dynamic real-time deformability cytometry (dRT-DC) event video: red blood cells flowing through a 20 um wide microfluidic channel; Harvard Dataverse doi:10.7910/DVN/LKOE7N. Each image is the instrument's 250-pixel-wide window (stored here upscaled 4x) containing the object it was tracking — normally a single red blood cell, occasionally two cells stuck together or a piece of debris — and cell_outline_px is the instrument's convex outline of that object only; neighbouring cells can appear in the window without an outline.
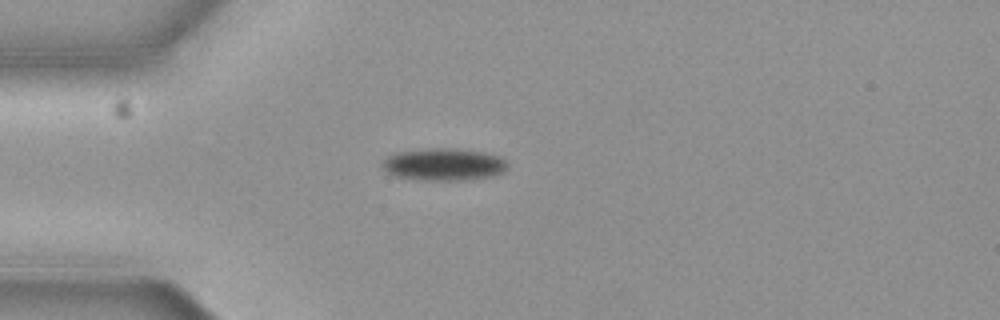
{"species": "common noctule bat (a hibernating species)", "species_latin": "Nyctalus noctula", "temperature_condition": "cold", "stored_images_in_passage": 1, "camera_frame_rate_fps": 3000, "um_per_image_px": 0.085, "animal": {"sex": "female", "body_mass_g": 19.3, "forearm_length_mm": 54.1}, "frame": {"image": 1, "passage_image": 1, "time_ms": 0.0, "image_size_px": [1000, 320], "cell_outline_px": [[508, 168], [504, 172], [488, 176], [460, 180], [420, 180], [392, 176], [384, 168], [384, 160], [388, 156], [396, 152], [428, 148], [456, 148], [484, 152], [500, 156], [508, 164]], "centroid_in_image_um": [37.73, 13.96], "position_along_channel_um": 47.3, "area_um2": 23.52}}